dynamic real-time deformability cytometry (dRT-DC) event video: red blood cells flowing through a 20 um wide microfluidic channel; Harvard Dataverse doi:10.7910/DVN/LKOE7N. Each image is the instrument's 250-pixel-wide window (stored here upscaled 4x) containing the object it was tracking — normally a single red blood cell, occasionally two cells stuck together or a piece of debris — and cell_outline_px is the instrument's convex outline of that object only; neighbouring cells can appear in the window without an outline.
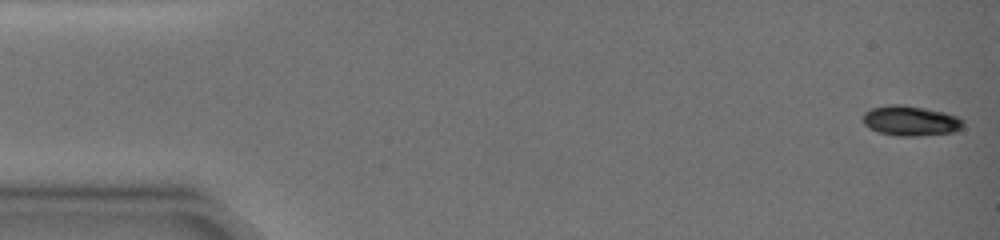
{"species": "common noctule bat (a hibernating species)", "species_latin": "Nyctalus noctula", "temperature_condition": "warm", "stored_images_in_passage": 6, "camera_frame_rate_fps": 3000, "um_per_image_px": 0.085, "animal": {"sex": "female", "body_mass_g": 19.0, "forearm_length_mm": 51.5}, "frame": {"image": 1, "passage_image": 1, "time_ms": 0.0, "image_size_px": [1000, 240], "cell_outline_px": [[964, 124], [960, 128], [952, 132], [916, 136], [900, 136], [880, 132], [868, 128], [864, 124], [860, 116], [864, 112], [872, 108], [888, 104], [904, 104], [944, 112], [956, 116], [964, 120]], "centroid_in_image_um": [77.34, 10.25], "position_along_channel_um": 7.7, "area_um2": 17.63}}